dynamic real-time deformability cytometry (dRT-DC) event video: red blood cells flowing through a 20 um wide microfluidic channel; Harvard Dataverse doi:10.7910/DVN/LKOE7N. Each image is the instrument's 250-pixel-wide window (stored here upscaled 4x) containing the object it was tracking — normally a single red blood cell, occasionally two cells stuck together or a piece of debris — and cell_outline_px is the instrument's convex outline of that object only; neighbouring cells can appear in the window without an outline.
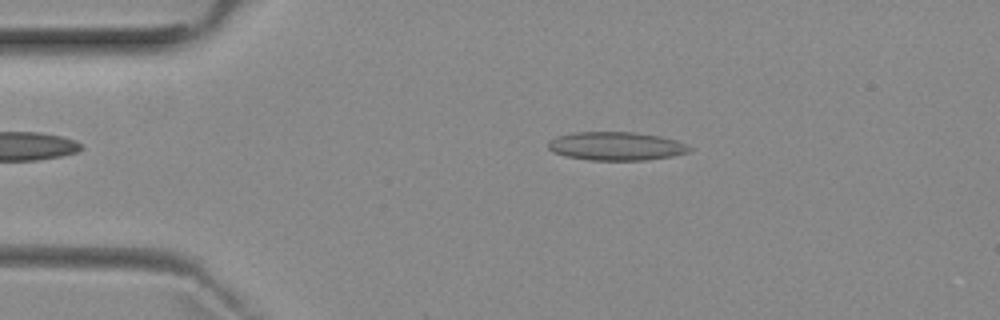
{"species": "common noctule bat (a hibernating species)", "species_latin": "Nyctalus noctula", "temperature_condition": "room temperature", "stored_images_in_passage": 3, "camera_frame_rate_fps": 3000, "um_per_image_px": 0.085, "animal": {"sex": "female", "body_mass_g": 29.2, "forearm_length_mm": 56.3}, "frame": {"image": 1, "passage_image": 2, "time_ms": 1.333, "image_size_px": [1000, 320], "cell_outline_px": [[692, 148], [688, 152], [672, 156], [644, 160], [588, 160], [564, 156], [552, 152], [548, 148], [548, 144], [556, 136], [572, 132], [636, 132], [660, 136], [676, 140]], "centroid_in_image_um": [52.34, 12.42], "position_along_channel_um": 32.7, "area_um2": 23.47}}